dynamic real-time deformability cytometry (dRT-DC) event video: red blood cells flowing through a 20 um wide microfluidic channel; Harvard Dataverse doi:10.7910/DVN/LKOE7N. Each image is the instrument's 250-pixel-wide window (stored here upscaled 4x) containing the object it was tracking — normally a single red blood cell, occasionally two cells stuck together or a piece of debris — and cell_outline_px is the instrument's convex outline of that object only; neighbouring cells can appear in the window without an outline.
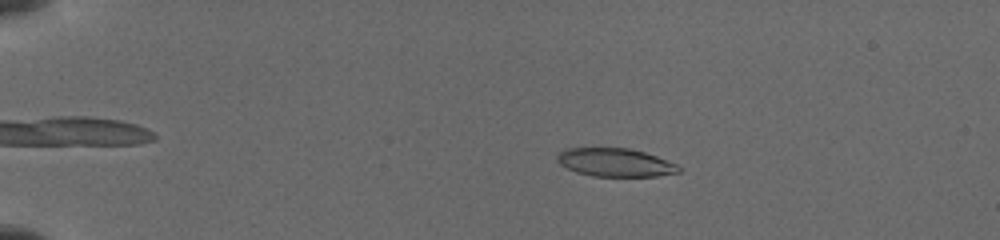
{"species": "common noctule bat (a hibernating species)", "species_latin": "Nyctalus noctula", "temperature_condition": "cold", "stored_images_in_passage": 49, "camera_frame_rate_fps": 3000, "um_per_image_px": 0.085, "animal": {"sex": "female", "body_mass_g": 19.5, "forearm_length_mm": 54.1}, "frame": {"image": 1, "passage_image": 11, "time_ms": 3.667, "image_size_px": [1000, 240], "cell_outline_px": [[680, 172], [656, 176], [592, 176], [576, 172], [560, 164], [556, 160], [556, 156], [564, 148], [632, 148], [656, 156], [676, 164], [680, 168]], "centroid_in_image_um": [52.27, 13.8], "position_along_channel_um": 32.7, "area_um2": 20.0}}
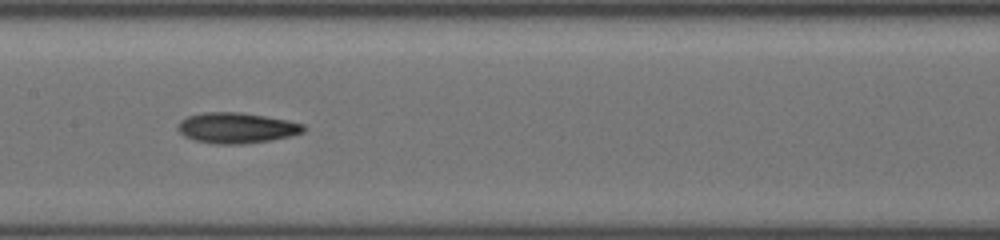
{"frame": {"image": 2, "passage_image": 27, "time_ms": 9.667, "image_size_px": [1000, 240], "cell_outline_px": [[308, 128], [304, 132], [272, 140], [244, 144], [212, 144], [196, 140], [184, 136], [180, 132], [180, 120], [188, 116], [204, 112], [240, 112], [288, 120], [304, 124]], "centroid_in_image_um": [20.15, 10.87], "position_along_channel_um": 187.2, "area_um2": 22.37}}
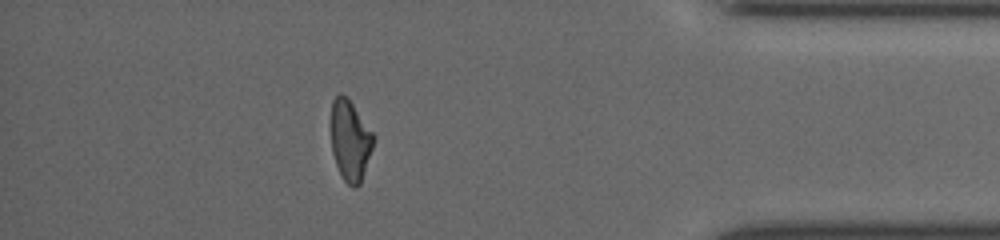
{"frame": {"image": 3, "passage_image": 43, "time_ms": 16.0, "image_size_px": [1000, 240], "cell_outline_px": [[372, 148], [360, 184], [356, 188], [352, 188], [344, 180], [336, 164], [332, 152], [332, 100], [340, 92], [348, 96], [372, 132]], "centroid_in_image_um": [29.75, 11.92], "position_along_channel_um": 405.5, "area_um2": 19.59}}